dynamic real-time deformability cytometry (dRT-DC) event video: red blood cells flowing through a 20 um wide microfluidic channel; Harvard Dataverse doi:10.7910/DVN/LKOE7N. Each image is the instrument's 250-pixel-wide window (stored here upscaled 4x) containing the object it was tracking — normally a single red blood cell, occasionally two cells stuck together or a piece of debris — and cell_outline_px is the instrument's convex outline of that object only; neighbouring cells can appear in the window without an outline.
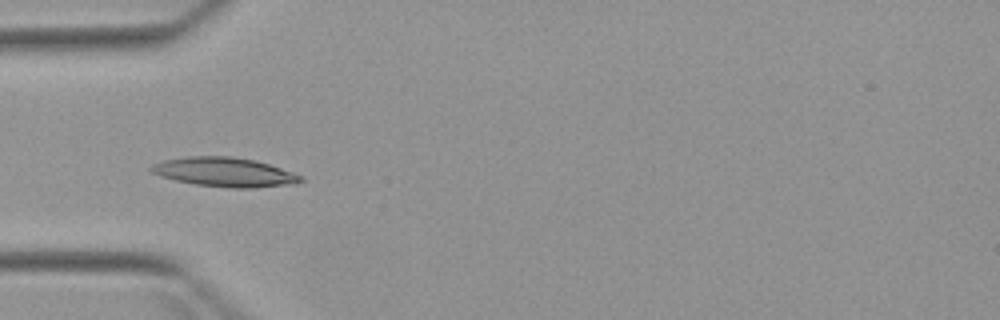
{"species": "Egyptian fruit bat (a non-hibernating species)", "species_latin": "Rousettus aegyptiacus", "temperature_condition": "warm", "stored_images_in_passage": 6, "camera_frame_rate_fps": 3000, "um_per_image_px": 0.085, "animal": {"sex": "female"}, "frame": {"image": 1, "passage_image": 4, "time_ms": 3.667, "image_size_px": [1000, 320], "cell_outline_px": [[304, 180], [296, 184], [252, 188], [228, 188], [196, 184], [176, 180], [160, 176], [152, 172], [148, 168], [152, 164], [164, 160], [188, 156], [232, 156], [252, 160], [268, 164], [304, 176]], "centroid_in_image_um": [19.1, 14.63], "position_along_channel_um": 65.9, "area_um2": 25.49}}
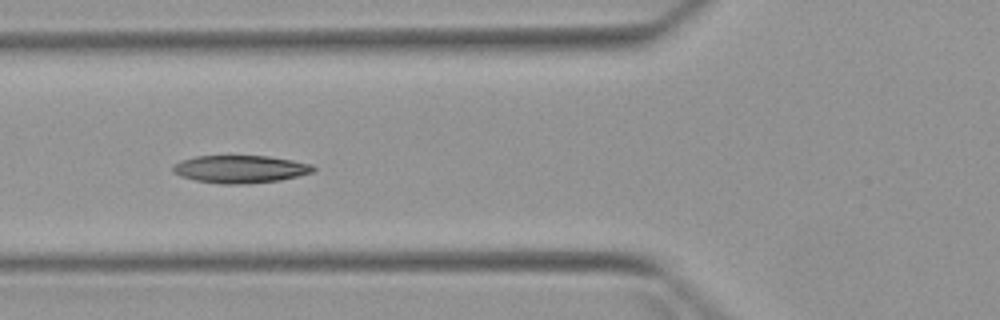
{"frame": {"image": 2, "passage_image": 5, "time_ms": 4.667, "image_size_px": [1000, 320], "cell_outline_px": [[316, 168], [312, 172], [280, 180], [248, 184], [220, 184], [196, 180], [180, 176], [172, 172], [172, 168], [180, 160], [196, 156], [268, 156], [292, 160], [312, 164]], "centroid_in_image_um": [20.41, 14.38], "position_along_channel_um": 105.4, "area_um2": 22.6}}
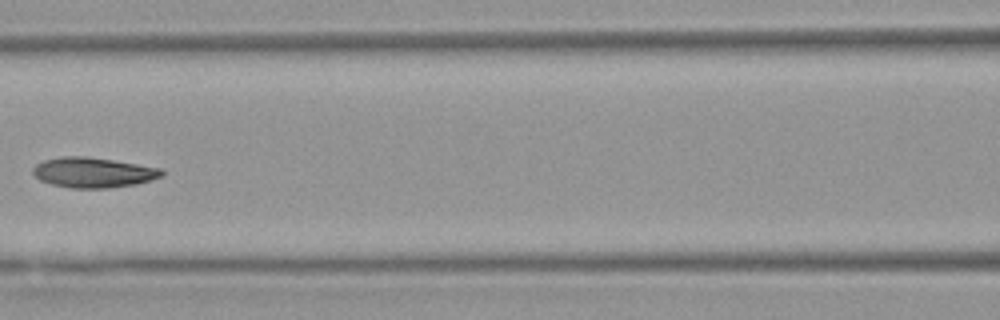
{"frame": {"image": 3, "passage_image": 6, "time_ms": 6.0, "image_size_px": [1000, 320], "cell_outline_px": [[164, 172], [160, 176], [136, 184], [108, 188], [72, 188], [52, 184], [40, 180], [32, 172], [32, 168], [36, 164], [44, 160], [64, 156], [88, 156], [160, 168]], "centroid_in_image_um": [7.88, 14.66], "position_along_channel_um": 158.7, "area_um2": 22.37}}